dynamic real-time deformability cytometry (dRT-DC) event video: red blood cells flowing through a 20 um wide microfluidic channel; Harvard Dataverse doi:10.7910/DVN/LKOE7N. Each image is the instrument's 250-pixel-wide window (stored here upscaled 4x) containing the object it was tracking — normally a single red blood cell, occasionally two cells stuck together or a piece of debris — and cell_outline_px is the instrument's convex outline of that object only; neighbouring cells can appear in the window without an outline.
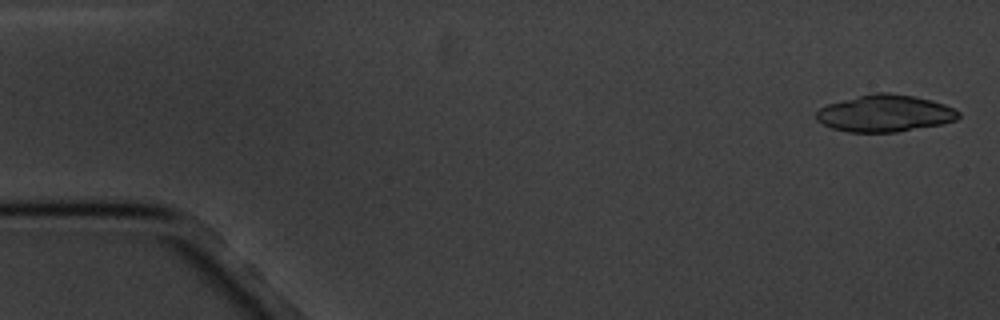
{"species": "common noctule bat (a hibernating species)", "species_latin": "Nyctalus noctula", "temperature_condition": "cold", "stored_images_in_passage": 5, "camera_frame_rate_fps": 3000, "um_per_image_px": 0.085, "animal": {"sex": "male", "body_mass_g": 20.1, "forearm_length_mm": 53.5}, "frame": {"image": 1, "passage_image": 1, "time_ms": 0.0, "image_size_px": [1000, 320], "cell_outline_px": [[960, 116], [956, 120], [944, 124], [896, 132], [848, 132], [832, 128], [816, 120], [816, 112], [820, 108], [828, 104], [872, 92], [888, 92], [916, 96], [932, 100], [944, 104], [960, 112]], "centroid_in_image_um": [75.24, 9.63], "position_along_channel_um": 9.8, "area_um2": 30.75}}
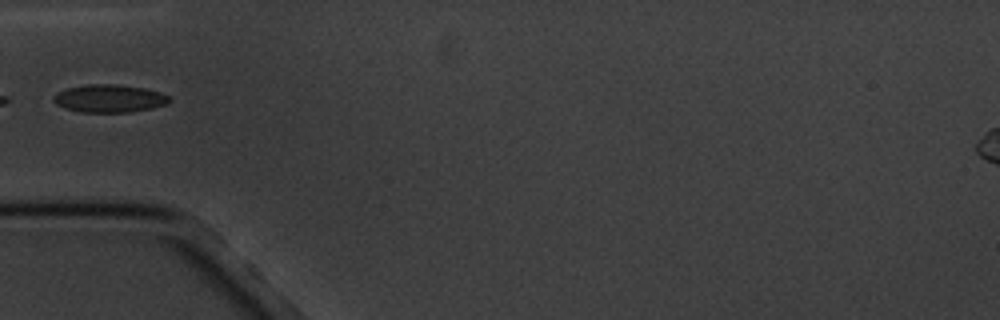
{"frame": {"image": 2, "passage_image": 5, "time_ms": 5.667, "image_size_px": [1000, 320], "cell_outline_px": [[172, 100], [168, 104], [152, 108], [128, 112], [80, 112], [64, 108], [56, 104], [52, 100], [52, 96], [56, 92], [68, 88], [88, 84], [116, 84], [144, 88], [160, 92], [168, 96]], "centroid_in_image_um": [9.28, 8.37], "position_along_channel_um": 75.7, "area_um2": 18.9}}